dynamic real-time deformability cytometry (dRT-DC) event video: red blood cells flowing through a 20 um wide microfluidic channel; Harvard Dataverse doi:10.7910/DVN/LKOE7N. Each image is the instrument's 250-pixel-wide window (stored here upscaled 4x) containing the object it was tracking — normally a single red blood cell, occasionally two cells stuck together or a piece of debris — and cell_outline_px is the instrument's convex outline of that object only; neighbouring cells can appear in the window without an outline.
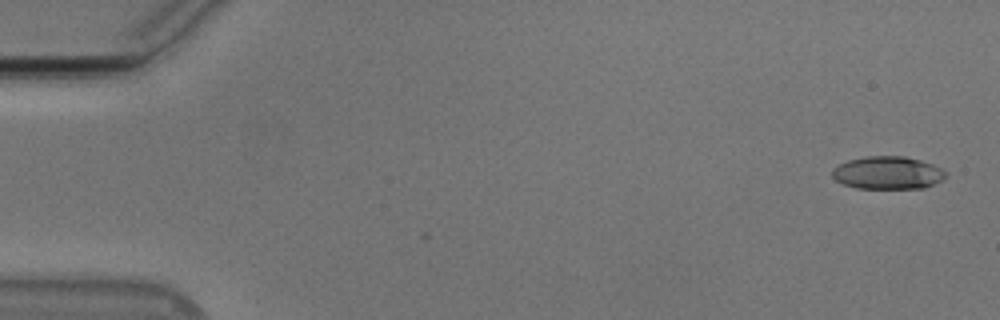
{"species": "Egyptian fruit bat (a non-hibernating species)", "species_latin": "Rousettus aegyptiacus", "temperature_condition": "cold", "stored_images_in_passage": 4, "camera_frame_rate_fps": 3000, "um_per_image_px": 0.085, "animal": {"sex": "male"}, "frame": {"image": 1, "passage_image": 1, "time_ms": 0.0, "image_size_px": [1000, 320], "cell_outline_px": [[948, 172], [940, 180], [924, 188], [856, 188], [844, 184], [836, 180], [832, 176], [832, 168], [848, 160], [864, 156], [904, 156], [920, 160], [932, 164]], "centroid_in_image_um": [75.43, 14.68], "position_along_channel_um": 9.6, "area_um2": 21.56}}